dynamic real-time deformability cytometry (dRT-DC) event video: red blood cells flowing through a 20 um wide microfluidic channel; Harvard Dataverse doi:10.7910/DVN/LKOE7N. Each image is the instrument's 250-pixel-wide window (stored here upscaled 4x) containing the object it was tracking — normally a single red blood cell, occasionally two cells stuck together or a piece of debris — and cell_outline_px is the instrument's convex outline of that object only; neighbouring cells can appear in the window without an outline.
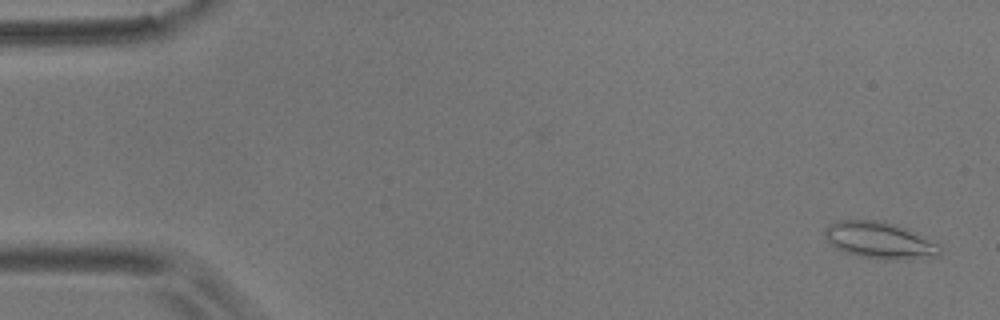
{"species": "common noctule bat (a hibernating species)", "species_latin": "Nyctalus noctula", "temperature_condition": "room temperature", "stored_images_in_passage": 4, "camera_frame_rate_fps": 3000, "um_per_image_px": 0.085, "animal": {"sex": "male", "body_mass_g": 17.9}, "frame": {"image": 1, "passage_image": 1, "time_ms": 0.0, "image_size_px": [1000, 320], "cell_outline_px": [[940, 252], [936, 256], [908, 260], [884, 260], [860, 256], [844, 252], [836, 248], [824, 236], [824, 228], [828, 224], [836, 220], [884, 220], [896, 224], [940, 244]], "centroid_in_image_um": [74.75, 20.42], "position_along_channel_um": 10.3, "area_um2": 24.85}}